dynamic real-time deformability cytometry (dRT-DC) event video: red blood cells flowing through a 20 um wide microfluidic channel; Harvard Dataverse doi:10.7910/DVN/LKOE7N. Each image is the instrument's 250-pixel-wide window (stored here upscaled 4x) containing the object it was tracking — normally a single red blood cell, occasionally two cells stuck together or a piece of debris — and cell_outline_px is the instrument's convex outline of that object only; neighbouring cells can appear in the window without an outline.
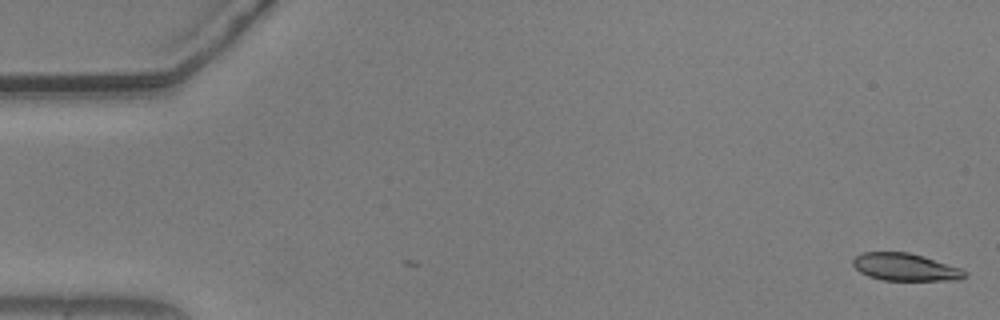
{"species": "common noctule bat (a hibernating species)", "species_latin": "Nyctalus noctula", "temperature_condition": "warm", "stored_images_in_passage": 55, "camera_frame_rate_fps": 3000, "um_per_image_px": 0.085, "animal": {"sex": "male", "body_mass_g": 20.5, "forearm_length_mm": 52.5}, "frame": {"image": 1, "passage_image": 1, "time_ms": 0.0, "image_size_px": [1000, 320], "cell_outline_px": [[968, 276], [960, 280], [884, 280], [868, 276], [860, 272], [852, 264], [852, 260], [856, 256], [864, 252], [908, 252], [924, 256], [960, 268]], "centroid_in_image_um": [76.94, 22.7], "position_along_channel_um": 8.1, "area_um2": 17.8}}
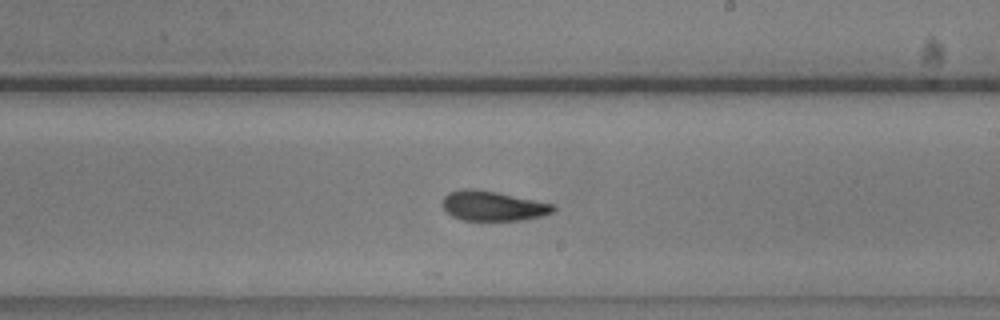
{"frame": {"image": 2, "passage_image": 32, "time_ms": 10.333, "image_size_px": [1000, 320], "cell_outline_px": [[556, 208], [552, 212], [544, 216], [520, 220], [464, 220], [452, 216], [444, 208], [444, 196], [448, 192], [464, 188], [472, 188], [496, 192], [552, 204]], "centroid_in_image_um": [41.89, 17.5], "position_along_channel_um": 247.1, "area_um2": 18.96}}
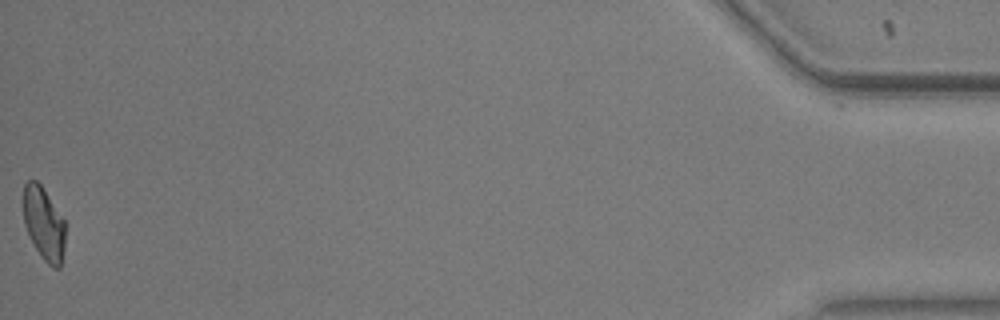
{"frame": {"image": 3, "passage_image": 55, "time_ms": 18.0, "image_size_px": [1000, 320], "cell_outline_px": [[64, 248], [60, 268], [52, 268], [40, 256], [24, 224], [20, 200], [24, 184], [28, 180], [36, 180], [40, 184], [64, 220]], "centroid_in_image_um": [3.67, 18.97], "position_along_channel_um": 431.5, "area_um2": 18.03}, "authors_computed_cell_mechanics": {"area_um2": 19.074, "velocity_mm_per_s": 3.6995, "shape_relaxation_time_tau1_ms": 5.0955, "shape_relaxation_time_tau2_ms": 3.0383, "deformation_change_tau1": 0.1354, "deformation_change_tau2": 0.1009}}